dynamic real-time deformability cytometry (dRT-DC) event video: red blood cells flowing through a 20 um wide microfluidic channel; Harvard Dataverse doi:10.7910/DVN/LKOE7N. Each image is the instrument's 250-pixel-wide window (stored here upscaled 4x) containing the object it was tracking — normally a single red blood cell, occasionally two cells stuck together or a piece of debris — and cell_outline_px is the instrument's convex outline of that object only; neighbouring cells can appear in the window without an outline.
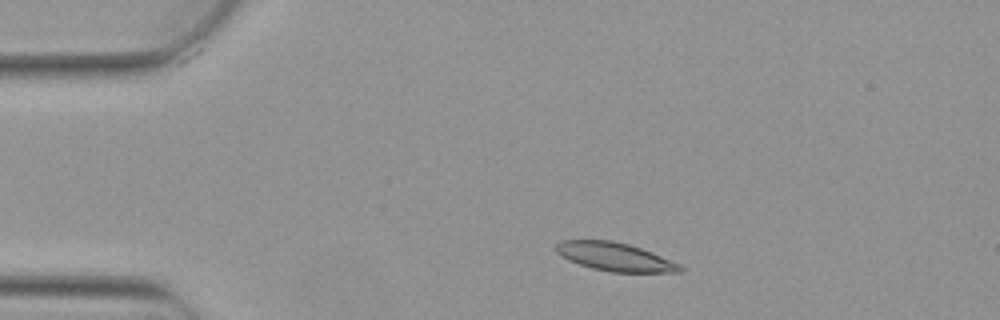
{"species": "Egyptian fruit bat (a non-hibernating species)", "species_latin": "Rousettus aegyptiacus", "temperature_condition": "warm", "stored_images_in_passage": 6, "camera_frame_rate_fps": 3000, "um_per_image_px": 0.085, "animal": {"sex": "female"}, "frame": {"image": 1, "passage_image": 2, "time_ms": 0.333, "image_size_px": [1000, 320], "cell_outline_px": [[684, 272], [612, 272], [592, 268], [568, 260], [556, 252], [556, 244], [560, 240], [612, 240], [628, 244], [652, 252], [680, 264], [684, 268]], "centroid_in_image_um": [52.28, 21.82], "position_along_channel_um": 32.7, "area_um2": 20.46}}
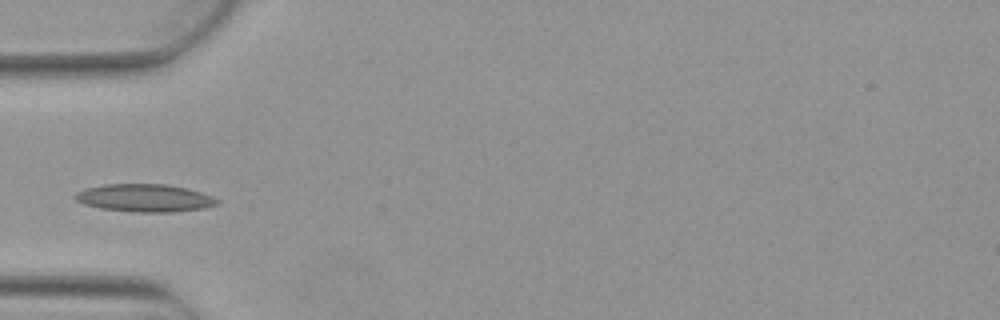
{"frame": {"image": 2, "passage_image": 4, "time_ms": 1.0, "image_size_px": [1000, 320], "cell_outline_px": [[220, 200], [216, 204], [204, 208], [172, 212], [136, 212], [100, 208], [84, 204], [76, 200], [72, 196], [76, 192], [84, 188], [104, 184], [168, 184], [188, 188], [212, 196]], "centroid_in_image_um": [12.27, 16.82], "position_along_channel_um": 72.7, "area_um2": 23.06}}